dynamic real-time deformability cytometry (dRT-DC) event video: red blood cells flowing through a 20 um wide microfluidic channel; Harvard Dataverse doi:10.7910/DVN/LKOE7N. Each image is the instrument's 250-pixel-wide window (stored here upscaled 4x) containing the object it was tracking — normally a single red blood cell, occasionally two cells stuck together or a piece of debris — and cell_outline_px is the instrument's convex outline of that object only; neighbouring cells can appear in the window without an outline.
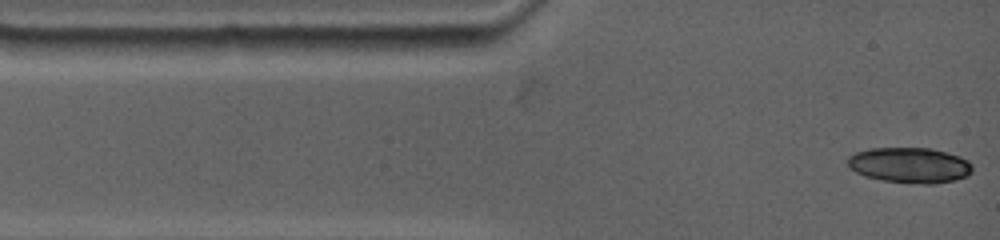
{"species": "common noctule bat (a hibernating species)", "species_latin": "Nyctalus noctula", "temperature_condition": "warm", "stored_images_in_passage": 8, "camera_frame_rate_fps": 4500, "um_per_image_px": 0.085, "animal": {"sex": "female", "body_mass_g": 19.0, "forearm_length_mm": 53.3}, "frame": {"image": 1, "passage_image": 1, "time_ms": 0.0, "image_size_px": [1000, 240], "cell_outline_px": [[972, 172], [968, 176], [956, 180], [932, 184], [924, 184], [884, 180], [864, 176], [848, 168], [848, 156], [856, 152], [868, 148], [932, 148], [960, 156], [968, 160], [972, 164]], "centroid_in_image_um": [77.34, 14.03], "position_along_channel_um": 7.7, "area_um2": 25.95}}